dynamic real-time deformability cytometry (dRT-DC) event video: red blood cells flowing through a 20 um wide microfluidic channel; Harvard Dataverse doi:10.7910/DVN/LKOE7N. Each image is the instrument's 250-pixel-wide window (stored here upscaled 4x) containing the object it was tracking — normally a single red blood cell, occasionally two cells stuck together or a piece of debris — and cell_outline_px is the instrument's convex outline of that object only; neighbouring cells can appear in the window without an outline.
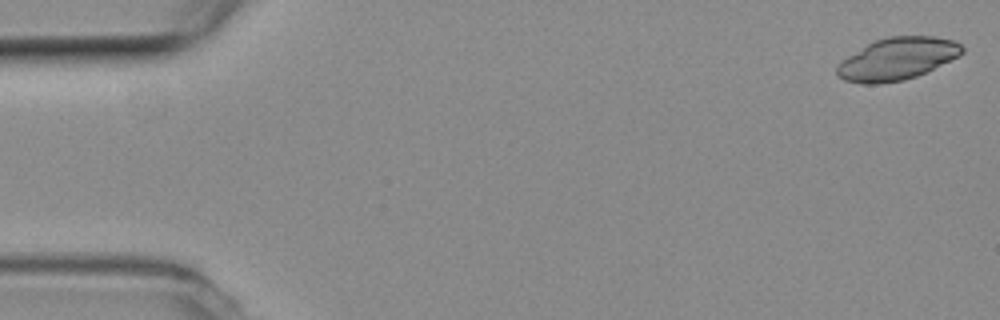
{"species": "common noctule bat (a hibernating species)", "species_latin": "Nyctalus noctula", "temperature_condition": "room temperature", "stored_images_in_passage": 44, "camera_frame_rate_fps": 3000, "um_per_image_px": 0.085, "animal": {"sex": "female", "body_mass_g": 19.3, "forearm_length_mm": 54.1}, "frame": {"image": 1, "passage_image": 1, "time_ms": 0.0, "image_size_px": [1000, 320], "cell_outline_px": [[964, 52], [916, 76], [904, 80], [880, 84], [860, 84], [844, 80], [836, 72], [836, 68], [848, 56], [868, 44], [876, 40], [888, 36], [932, 36], [956, 40], [964, 48]], "centroid_in_image_um": [76.26, 5.0], "position_along_channel_um": 8.7, "area_um2": 30.29}}